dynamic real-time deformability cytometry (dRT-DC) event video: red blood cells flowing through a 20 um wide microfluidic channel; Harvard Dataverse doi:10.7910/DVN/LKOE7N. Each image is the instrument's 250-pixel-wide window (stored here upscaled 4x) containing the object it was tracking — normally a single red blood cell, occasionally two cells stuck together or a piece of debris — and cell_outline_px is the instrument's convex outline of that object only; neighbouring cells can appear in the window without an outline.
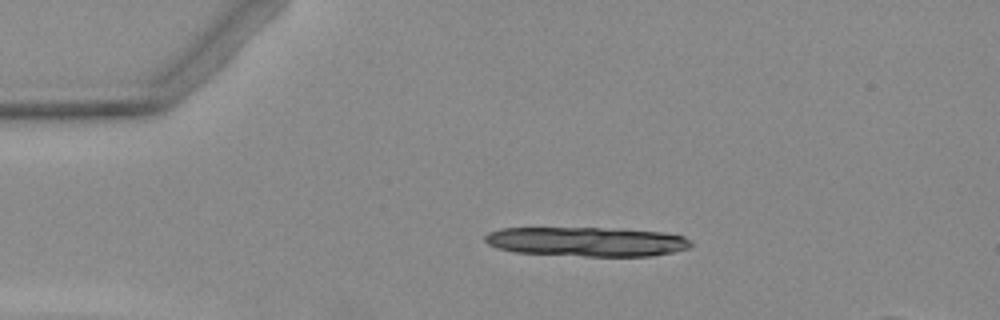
{"species": "Egyptian fruit bat (a non-hibernating species)", "species_latin": "Rousettus aegyptiacus", "temperature_condition": "warm", "stored_images_in_passage": 3, "camera_frame_rate_fps": 3000, "um_per_image_px": 0.085, "animal": {"sex": "female"}, "frame": {"image": 1, "passage_image": 1, "time_ms": 0.0, "image_size_px": [1000, 320], "cell_outline_px": [[692, 244], [688, 248], [672, 252], [652, 256], [584, 256], [512, 252], [496, 248], [488, 244], [484, 240], [484, 236], [488, 232], [500, 228], [600, 228], [664, 232], [684, 236], [692, 240]], "centroid_in_image_um": [49.85, 20.54], "position_along_channel_um": 35.2, "area_um2": 35.37}}